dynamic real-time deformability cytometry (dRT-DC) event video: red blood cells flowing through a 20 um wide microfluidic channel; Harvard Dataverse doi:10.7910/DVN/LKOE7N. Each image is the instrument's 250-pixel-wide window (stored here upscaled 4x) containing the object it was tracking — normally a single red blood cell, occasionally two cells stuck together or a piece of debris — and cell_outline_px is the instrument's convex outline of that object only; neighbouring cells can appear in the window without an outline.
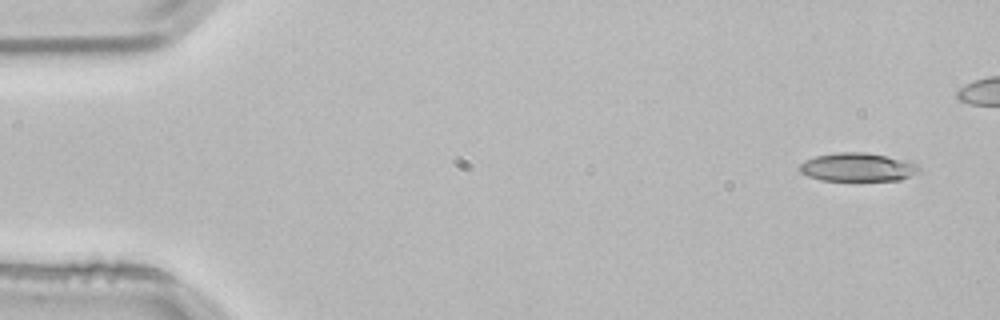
{"species": "common noctule bat (a hibernating species)", "species_latin": "Nyctalus noctula", "temperature_condition": "room temperature", "stored_images_in_passage": 4, "camera_frame_rate_fps": 3000, "um_per_image_px": 0.085, "animal": {"sex": "male", "body_mass_g": 21.5, "forearm_length_mm": 52.0}, "frame": {"image": 1, "passage_image": 1, "time_ms": 0.0, "image_size_px": [1000, 320], "cell_outline_px": [[920, 168], [908, 176], [900, 180], [820, 180], [808, 176], [800, 172], [800, 164], [816, 156], [836, 152], [864, 152], [884, 156], [920, 164]], "centroid_in_image_um": [72.86, 14.21], "position_along_channel_um": 12.1, "area_um2": 19.36}}
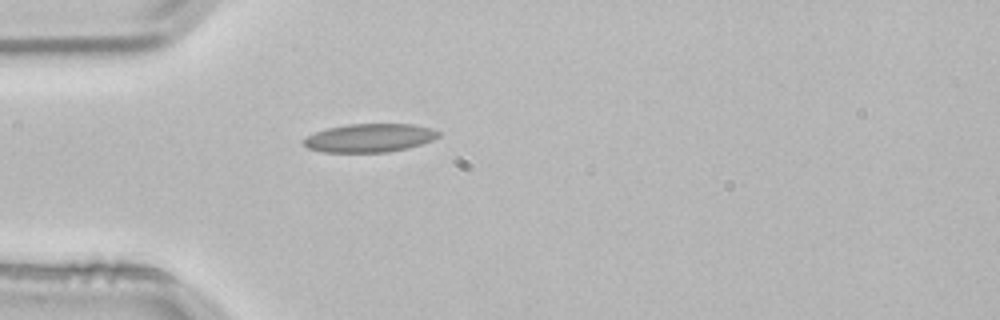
{"frame": {"image": 2, "passage_image": 4, "time_ms": 1.0, "image_size_px": [1000, 320], "cell_outline_px": [[440, 136], [432, 140], [408, 148], [388, 152], [324, 152], [308, 148], [300, 144], [300, 140], [316, 132], [328, 128], [348, 124], [412, 124], [432, 128], [440, 132]], "centroid_in_image_um": [31.39, 11.72], "position_along_channel_um": 53.6, "area_um2": 22.43}}